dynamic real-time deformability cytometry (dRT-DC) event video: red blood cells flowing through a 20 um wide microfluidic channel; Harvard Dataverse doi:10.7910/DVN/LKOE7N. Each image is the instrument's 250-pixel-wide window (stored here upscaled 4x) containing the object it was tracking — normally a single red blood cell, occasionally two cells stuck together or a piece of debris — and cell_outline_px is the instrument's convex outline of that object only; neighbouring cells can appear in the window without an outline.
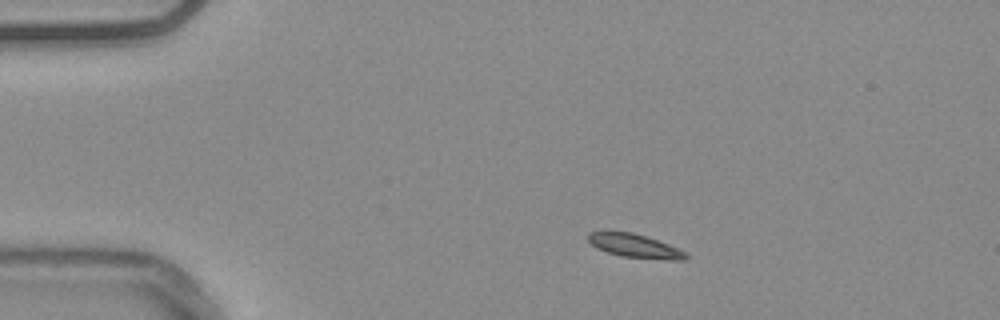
{"species": "common noctule bat (a hibernating species)", "species_latin": "Nyctalus noctula", "temperature_condition": "warm", "stored_images_in_passage": 9, "camera_frame_rate_fps": 3000, "um_per_image_px": 0.085, "animal": {"sex": "male", "body_mass_g": 20.4}, "frame": {"image": 1, "passage_image": 1, "time_ms": 0.0, "image_size_px": [1000, 320], "cell_outline_px": [[692, 256], [688, 260], [668, 260], [620, 256], [596, 248], [588, 240], [588, 232], [632, 232], [668, 244]], "centroid_in_image_um": [54.0, 20.92], "position_along_channel_um": 31.0, "area_um2": 13.29}}
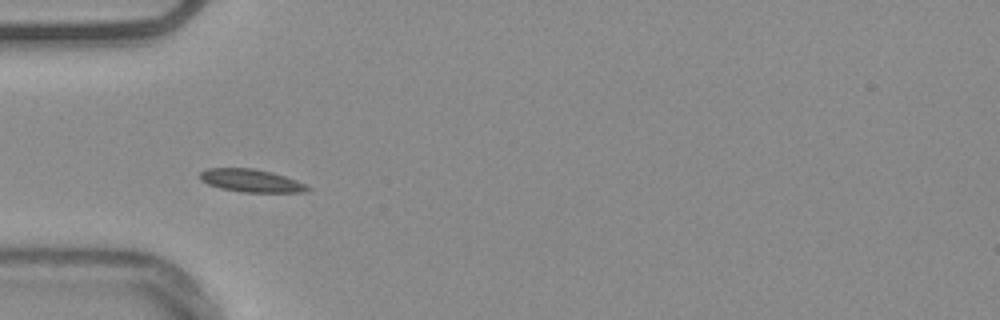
{"frame": {"image": 2, "passage_image": 8, "time_ms": 2.333, "image_size_px": [1000, 320], "cell_outline_px": [[312, 188], [308, 192], [240, 192], [220, 188], [208, 184], [200, 180], [200, 172], [208, 168], [252, 168], [272, 172], [308, 184]], "centroid_in_image_um": [21.38, 15.36], "position_along_channel_um": 63.6, "area_um2": 14.45}}